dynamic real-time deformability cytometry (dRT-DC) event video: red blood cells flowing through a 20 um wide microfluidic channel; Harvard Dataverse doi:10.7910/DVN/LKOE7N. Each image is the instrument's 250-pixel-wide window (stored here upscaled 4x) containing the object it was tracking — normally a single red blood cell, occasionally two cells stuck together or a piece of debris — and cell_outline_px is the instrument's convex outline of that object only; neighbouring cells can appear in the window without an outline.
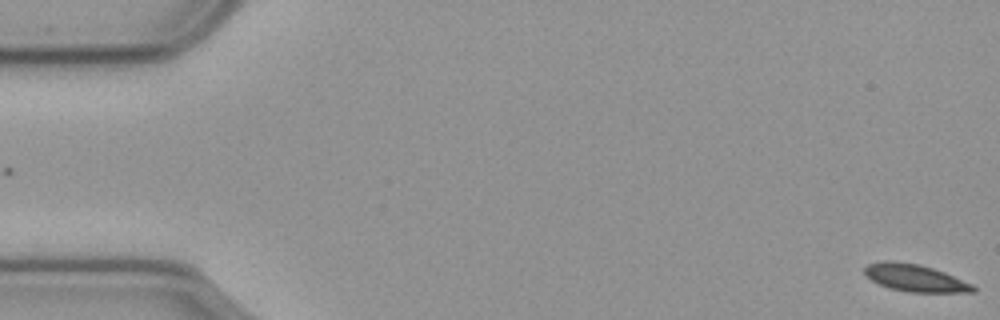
{"species": "common noctule bat (a hibernating species)", "species_latin": "Nyctalus noctula", "temperature_condition": "cold", "stored_images_in_passage": 58, "camera_frame_rate_fps": 3000, "um_per_image_px": 0.085, "animal": {"sex": "male", "body_mass_g": 23.1, "forearm_length_mm": 52.7}, "frame": {"image": 1, "passage_image": 1, "time_ms": 0.0, "image_size_px": [1000, 320], "cell_outline_px": [[976, 292], [908, 292], [888, 288], [872, 280], [864, 272], [864, 268], [868, 264], [884, 260], [896, 260], [920, 264], [944, 272], [972, 284], [976, 288]], "centroid_in_image_um": [77.77, 23.61], "position_along_channel_um": 7.2, "area_um2": 17.22}}
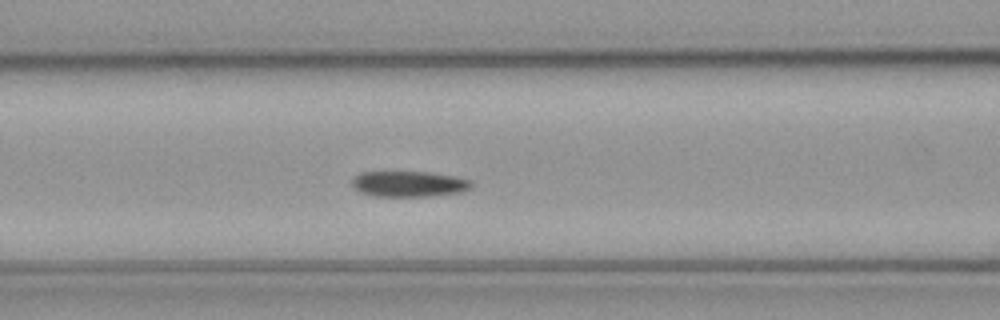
{"frame": {"image": 2, "passage_image": 24, "time_ms": 7.667, "image_size_px": [1000, 320], "cell_outline_px": [[472, 188], [460, 192], [432, 196], [376, 196], [360, 192], [352, 184], [352, 180], [360, 172], [428, 172], [456, 176], [472, 180]], "centroid_in_image_um": [34.81, 15.63], "position_along_channel_um": 131.8, "area_um2": 17.86}}
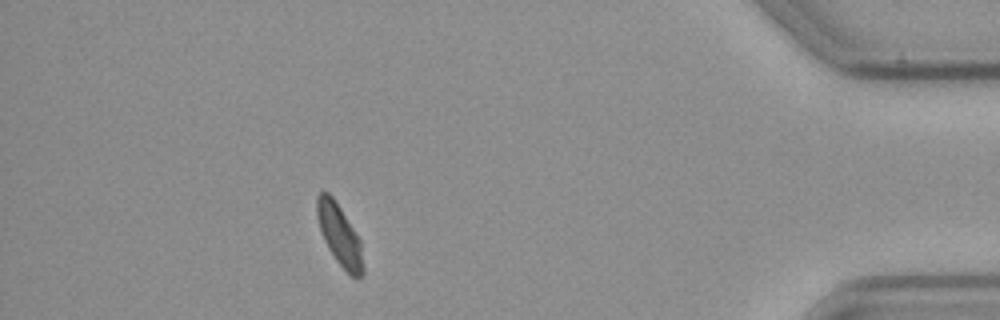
{"frame": {"image": 3, "passage_image": 52, "time_ms": 17.0, "image_size_px": [1000, 320], "cell_outline_px": [[364, 276], [356, 280], [336, 260], [328, 248], [324, 240], [316, 216], [316, 196], [320, 192], [328, 192], [332, 196], [340, 208], [360, 240], [364, 268]], "centroid_in_image_um": [28.86, 20.0], "position_along_channel_um": 406.3, "area_um2": 16.3}, "authors_computed_cell_mechanics": {"area_um2": 17.8602, "velocity_mm_per_s": 3.5458, "shape_relaxation_time_tau1_ms": 7.4988, "shape_relaxation_time_tau2_ms": null, "deformation_change_tau1": 0.1438, "deformation_change_tau2": null}}